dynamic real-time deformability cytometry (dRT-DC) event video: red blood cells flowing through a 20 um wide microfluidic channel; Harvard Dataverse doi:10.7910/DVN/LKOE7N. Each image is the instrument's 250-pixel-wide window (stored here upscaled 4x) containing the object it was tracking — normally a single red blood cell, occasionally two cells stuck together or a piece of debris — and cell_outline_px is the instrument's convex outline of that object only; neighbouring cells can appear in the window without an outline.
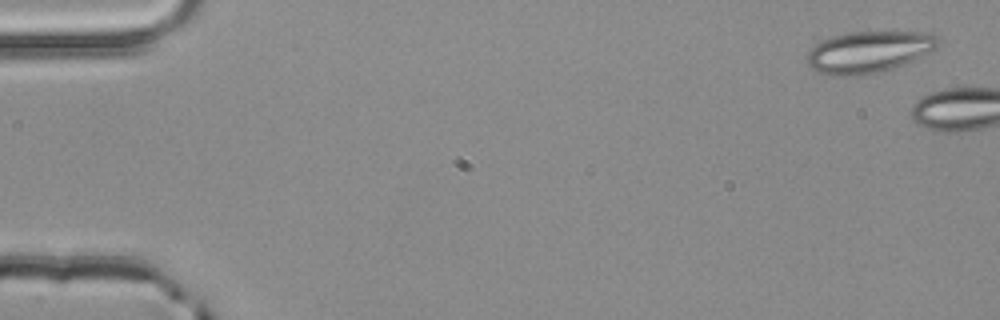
{"species": "common noctule bat (a hibernating species)", "species_latin": "Nyctalus noctula", "temperature_condition": "room temperature", "stored_images_in_passage": 5, "camera_frame_rate_fps": 3000, "um_per_image_px": 0.085, "animal": {"sex": "male", "body_mass_g": 20.4}, "frame": {"image": 1, "passage_image": 1, "time_ms": 0.0, "image_size_px": [1000, 320], "cell_outline_px": [[940, 40], [936, 48], [904, 64], [884, 72], [856, 76], [832, 76], [816, 72], [808, 64], [808, 52], [820, 40], [832, 36], [848, 32], [932, 32], [940, 36]], "centroid_in_image_um": [73.85, 4.42], "position_along_channel_um": 11.1, "area_um2": 32.08}}